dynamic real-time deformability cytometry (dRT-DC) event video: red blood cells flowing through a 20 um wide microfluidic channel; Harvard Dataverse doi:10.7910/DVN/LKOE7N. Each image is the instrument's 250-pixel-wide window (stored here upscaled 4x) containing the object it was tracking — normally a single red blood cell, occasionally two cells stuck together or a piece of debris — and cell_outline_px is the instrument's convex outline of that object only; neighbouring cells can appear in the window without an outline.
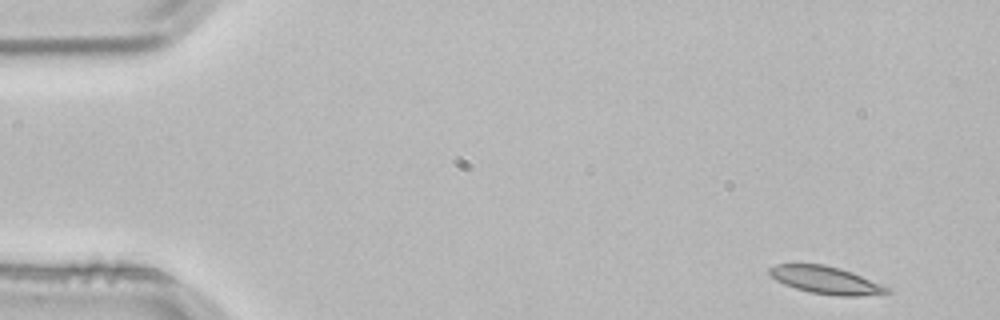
{"species": "common noctule bat (a hibernating species)", "species_latin": "Nyctalus noctula", "temperature_condition": "room temperature", "stored_images_in_passage": 3, "camera_frame_rate_fps": 3000, "um_per_image_px": 0.085, "animal": {"sex": "male", "body_mass_g": 21.5, "forearm_length_mm": 52.0}, "frame": {"image": 1, "passage_image": 1, "time_ms": 0.0, "image_size_px": [1000, 320], "cell_outline_px": [[892, 292], [856, 296], [840, 296], [812, 292], [796, 288], [784, 284], [776, 280], [768, 272], [768, 268], [776, 264], [824, 264], [840, 268], [852, 272], [888, 288]], "centroid_in_image_um": [70.15, 23.79], "position_along_channel_um": 14.9, "area_um2": 18.44}}
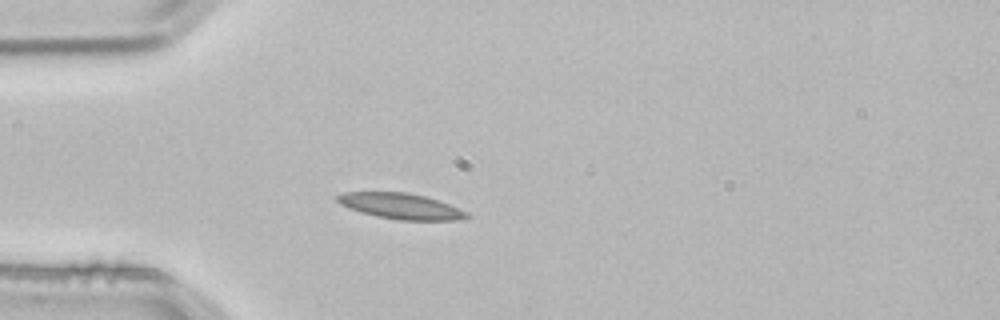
{"frame": {"image": 2, "passage_image": 3, "time_ms": 0.667, "image_size_px": [1000, 320], "cell_outline_px": [[472, 216], [460, 220], [400, 220], [376, 216], [360, 212], [348, 208], [340, 204], [336, 200], [336, 196], [344, 192], [404, 192], [424, 196], [448, 204], [468, 212]], "centroid_in_image_um": [34.06, 17.53], "position_along_channel_um": 50.9, "area_um2": 19.36}}